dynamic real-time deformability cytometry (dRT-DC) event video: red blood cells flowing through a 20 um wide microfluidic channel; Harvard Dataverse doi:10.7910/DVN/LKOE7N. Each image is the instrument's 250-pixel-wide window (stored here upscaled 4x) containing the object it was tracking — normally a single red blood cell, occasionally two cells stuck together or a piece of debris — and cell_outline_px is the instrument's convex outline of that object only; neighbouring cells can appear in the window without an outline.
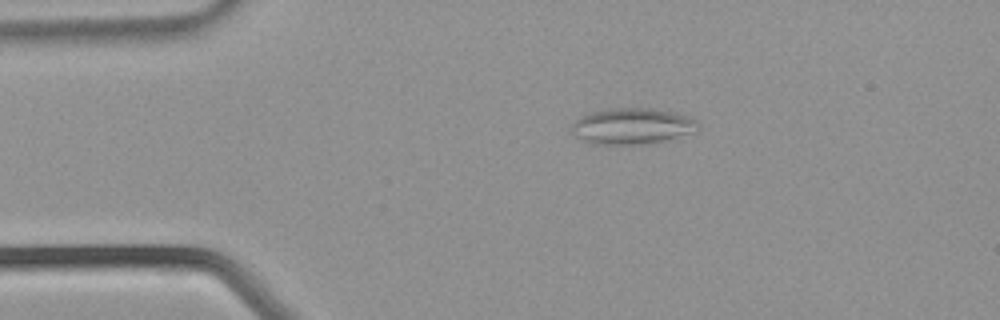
{"species": "common noctule bat (a hibernating species)", "species_latin": "Nyctalus noctula", "temperature_condition": "warm", "stored_images_in_passage": 37, "camera_frame_rate_fps": 3000, "um_per_image_px": 0.085, "animal": {"sex": "male", "body_mass_g": 21.5, "forearm_length_mm": 52.0}, "frame": {"image": 1, "passage_image": 7, "time_ms": 2.0, "image_size_px": [1000, 320], "cell_outline_px": [[696, 132], [660, 140], [640, 144], [592, 144], [580, 140], [572, 136], [572, 124], [580, 116], [592, 112], [616, 108], [652, 108], [692, 116], [696, 120]], "centroid_in_image_um": [53.68, 10.72], "position_along_channel_um": 31.3, "area_um2": 26.36}}
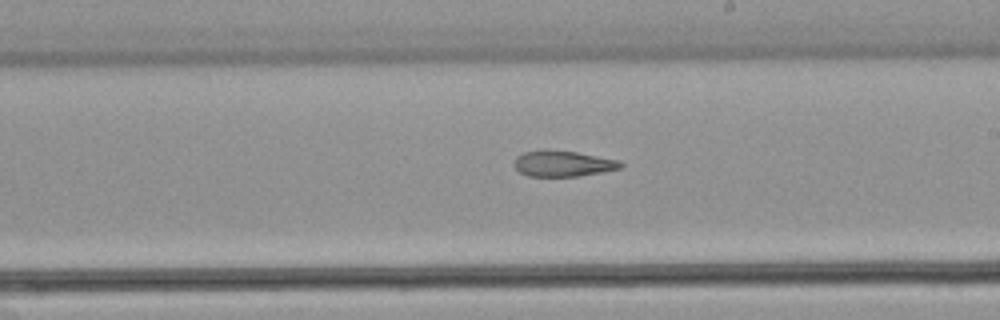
{"frame": {"image": 2, "passage_image": 21, "time_ms": 6.667, "image_size_px": [1000, 320], "cell_outline_px": [[624, 164], [620, 168], [580, 176], [528, 176], [520, 172], [512, 164], [516, 156], [524, 152], [544, 148], [576, 152], [620, 160]], "centroid_in_image_um": [47.81, 13.88], "position_along_channel_um": 241.2, "area_um2": 16.24}}
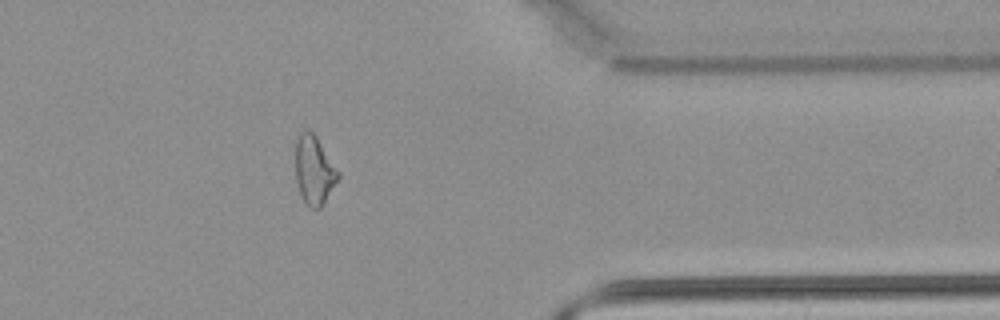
{"frame": {"image": 3, "passage_image": 30, "time_ms": 9.667, "image_size_px": [1000, 320], "cell_outline_px": [[340, 176], [324, 204], [320, 208], [312, 208], [304, 200], [300, 192], [296, 180], [296, 140], [300, 132], [304, 128], [308, 128], [316, 136], [340, 172]], "centroid_in_image_um": [26.71, 14.43], "position_along_channel_um": 384.7, "area_um2": 17.05}}